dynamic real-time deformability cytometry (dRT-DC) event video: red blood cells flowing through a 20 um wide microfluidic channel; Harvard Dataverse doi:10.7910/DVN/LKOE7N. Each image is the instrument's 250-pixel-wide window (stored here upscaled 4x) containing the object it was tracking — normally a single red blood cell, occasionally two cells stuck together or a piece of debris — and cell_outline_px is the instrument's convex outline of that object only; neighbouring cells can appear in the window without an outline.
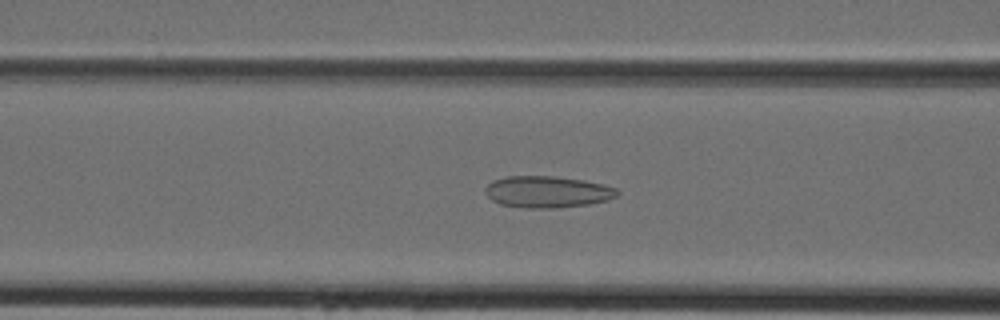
{"species": "Egyptian fruit bat (a non-hibernating species)", "species_latin": "Rousettus aegyptiacus", "temperature_condition": "cold", "stored_images_in_passage": 32, "camera_frame_rate_fps": 3000, "um_per_image_px": 0.085, "animal": {"sex": "female"}, "frame": {"image": 1, "passage_image": 13, "time_ms": 4.0, "image_size_px": [1000, 320], "cell_outline_px": [[620, 192], [616, 196], [608, 200], [588, 204], [556, 208], [528, 208], [500, 204], [492, 200], [484, 192], [484, 188], [492, 180], [504, 176], [552, 176], [584, 180], [604, 184], [616, 188]], "centroid_in_image_um": [46.51, 16.3], "position_along_channel_um": 120.1, "area_um2": 24.45}}
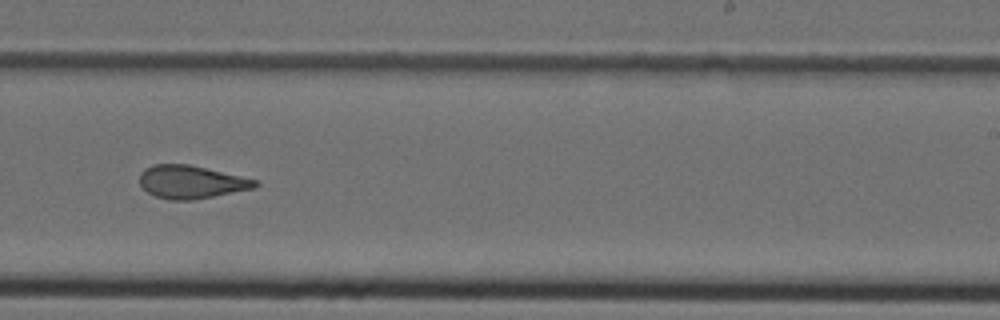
{"frame": {"image": 2, "passage_image": 23, "time_ms": 7.333, "image_size_px": [1000, 320], "cell_outline_px": [[260, 184], [256, 188], [192, 200], [172, 200], [156, 196], [148, 192], [140, 184], [140, 172], [144, 168], [152, 164], [188, 164], [256, 180]], "centroid_in_image_um": [16.23, 15.46], "position_along_channel_um": 272.8, "area_um2": 22.02}}
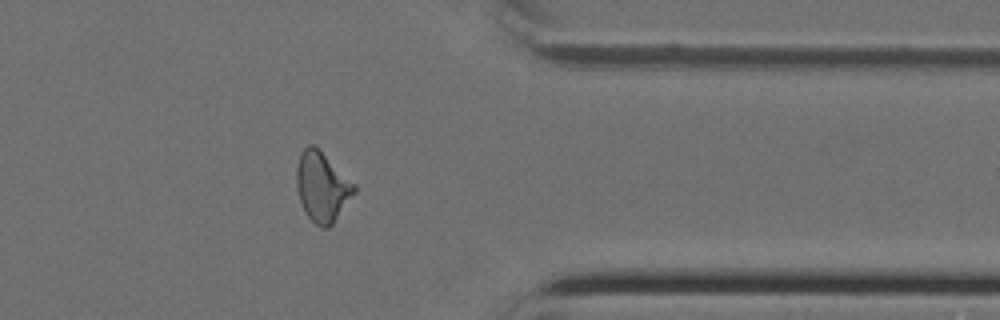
{"frame": {"image": 3, "passage_image": 31, "time_ms": 10.0, "image_size_px": [1000, 320], "cell_outline_px": [[356, 192], [332, 224], [328, 228], [320, 228], [308, 216], [300, 200], [296, 188], [296, 168], [300, 152], [308, 144], [312, 144], [356, 184]], "centroid_in_image_um": [27.37, 15.88], "position_along_channel_um": 384.0, "area_um2": 23.18}}